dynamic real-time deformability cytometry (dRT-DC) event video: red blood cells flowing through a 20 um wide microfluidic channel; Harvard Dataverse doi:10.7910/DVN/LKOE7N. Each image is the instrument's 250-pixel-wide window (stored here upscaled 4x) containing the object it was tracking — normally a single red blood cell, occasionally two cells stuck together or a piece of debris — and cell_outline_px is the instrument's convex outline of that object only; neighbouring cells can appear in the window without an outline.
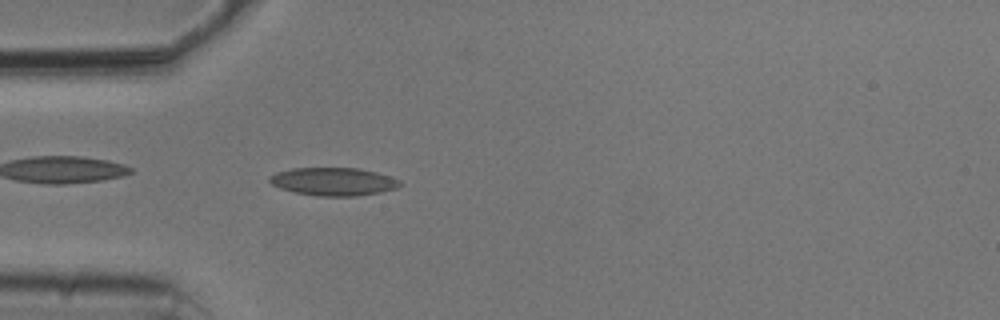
{"species": "common noctule bat (a hibernating species)", "species_latin": "Nyctalus noctula", "temperature_condition": "cold", "stored_images_in_passage": 5, "camera_frame_rate_fps": 3000, "um_per_image_px": 0.085, "animal": {"sex": "male", "body_mass_g": 20.5, "forearm_length_mm": 52.5}, "frame": {"image": 1, "passage_image": 2, "time_ms": 0.333, "image_size_px": [1000, 320], "cell_outline_px": [[400, 184], [396, 188], [380, 192], [356, 196], [316, 196], [296, 192], [280, 188], [272, 184], [268, 180], [268, 176], [276, 172], [292, 168], [360, 168], [376, 172], [400, 180]], "centroid_in_image_um": [28.31, 15.43], "position_along_channel_um": 56.7, "area_um2": 21.21}}